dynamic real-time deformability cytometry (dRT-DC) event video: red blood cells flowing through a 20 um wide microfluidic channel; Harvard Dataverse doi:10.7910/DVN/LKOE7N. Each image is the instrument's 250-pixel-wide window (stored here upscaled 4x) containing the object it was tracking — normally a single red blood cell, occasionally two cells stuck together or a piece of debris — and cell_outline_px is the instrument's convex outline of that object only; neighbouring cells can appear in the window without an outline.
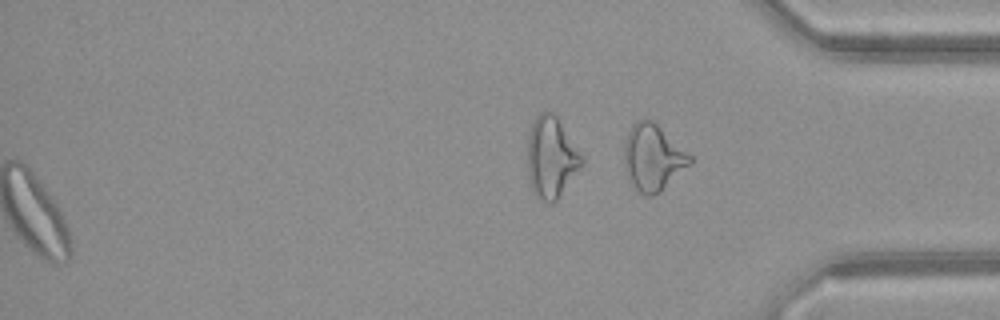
{"species": "common noctule bat (a hibernating species)", "species_latin": "Nyctalus noctula", "temperature_condition": "warm", "stored_images_in_passage": 51, "segment_of_instrument_passage": [2, 2], "camera_frame_rate_fps": 3000, "um_per_image_px": 0.085, "animal": {"sex": "female", "body_mass_g": 21.9}, "frame": {"image": 1, "passage_image": 51, "time_ms": 16.667, "image_size_px": [1000, 320], "cell_outline_px": [[692, 164], [660, 192], [652, 196], [644, 196], [632, 184], [624, 168], [624, 140], [632, 124], [636, 120], [644, 116], [652, 120], [688, 152], [692, 156]], "centroid_in_image_um": [55.49, 13.37], "position_along_channel_um": 379.7, "area_um2": 25.72}}